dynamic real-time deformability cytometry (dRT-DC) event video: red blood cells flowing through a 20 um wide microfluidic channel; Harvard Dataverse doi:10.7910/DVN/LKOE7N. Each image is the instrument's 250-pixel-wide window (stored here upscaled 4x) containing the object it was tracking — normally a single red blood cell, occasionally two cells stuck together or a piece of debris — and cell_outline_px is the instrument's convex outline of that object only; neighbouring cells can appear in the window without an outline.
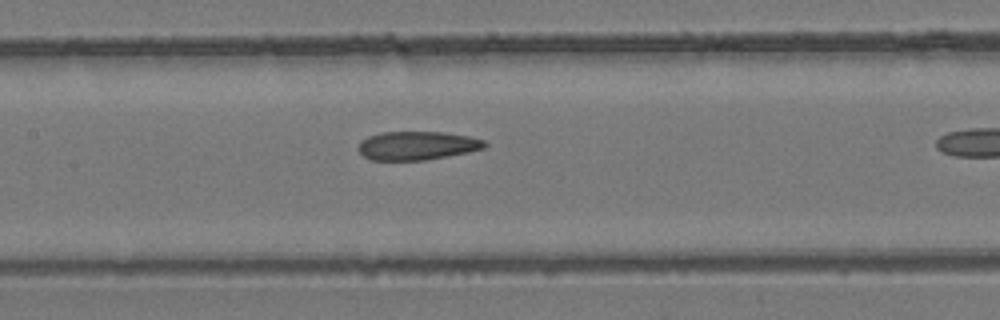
{"species": "common noctule bat (a hibernating species)", "species_latin": "Nyctalus noctula", "temperature_condition": "room temperature", "stored_images_in_passage": 9, "camera_frame_rate_fps": 3000, "um_per_image_px": 0.085, "animal": {"sex": "female", "body_mass_g": 24.6, "forearm_length_mm": 56.2}, "frame": {"image": 1, "passage_image": 7, "time_ms": 2.0, "image_size_px": [1000, 320], "cell_outline_px": [[488, 144], [484, 148], [468, 152], [448, 156], [424, 160], [372, 160], [364, 156], [356, 148], [360, 140], [368, 136], [380, 132], [444, 132], [468, 136], [484, 140]], "centroid_in_image_um": [35.43, 12.37], "position_along_channel_um": 172.0, "area_um2": 21.15}}
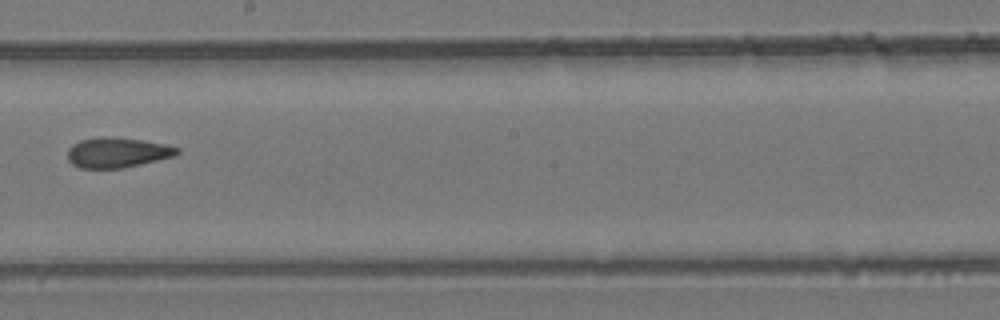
{"frame": {"image": 2, "passage_image": 9, "time_ms": 2.667, "image_size_px": [1000, 320], "cell_outline_px": [[180, 152], [176, 156], [124, 168], [80, 168], [72, 164], [68, 160], [68, 148], [72, 144], [80, 140], [100, 136], [140, 140], [164, 144], [180, 148]], "centroid_in_image_um": [9.97, 12.97], "position_along_channel_um": 238.2, "area_um2": 19.25}}